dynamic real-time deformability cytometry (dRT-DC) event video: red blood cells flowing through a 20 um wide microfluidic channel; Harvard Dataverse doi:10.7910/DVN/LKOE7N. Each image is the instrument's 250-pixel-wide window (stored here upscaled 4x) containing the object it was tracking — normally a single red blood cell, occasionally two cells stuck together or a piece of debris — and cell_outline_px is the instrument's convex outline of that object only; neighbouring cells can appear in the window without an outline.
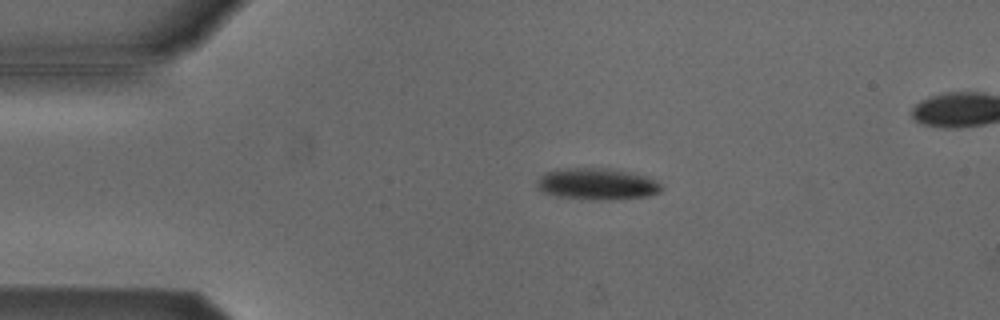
{"species": "Egyptian fruit bat (a non-hibernating species)", "species_latin": "Rousettus aegyptiacus", "temperature_condition": "cold", "stored_images_in_passage": 5, "camera_frame_rate_fps": 3000, "um_per_image_px": 0.085, "animal": {"sex": "male"}, "frame": {"image": 1, "passage_image": 3, "time_ms": 0.667, "image_size_px": [1000, 320], "cell_outline_px": [[664, 188], [660, 192], [648, 196], [612, 200], [596, 200], [556, 196], [540, 192], [536, 184], [536, 180], [540, 176], [548, 172], [568, 168], [608, 168], [628, 172], [644, 176], [656, 180]], "centroid_in_image_um": [50.74, 15.65], "position_along_channel_um": 34.3, "area_um2": 22.95}}